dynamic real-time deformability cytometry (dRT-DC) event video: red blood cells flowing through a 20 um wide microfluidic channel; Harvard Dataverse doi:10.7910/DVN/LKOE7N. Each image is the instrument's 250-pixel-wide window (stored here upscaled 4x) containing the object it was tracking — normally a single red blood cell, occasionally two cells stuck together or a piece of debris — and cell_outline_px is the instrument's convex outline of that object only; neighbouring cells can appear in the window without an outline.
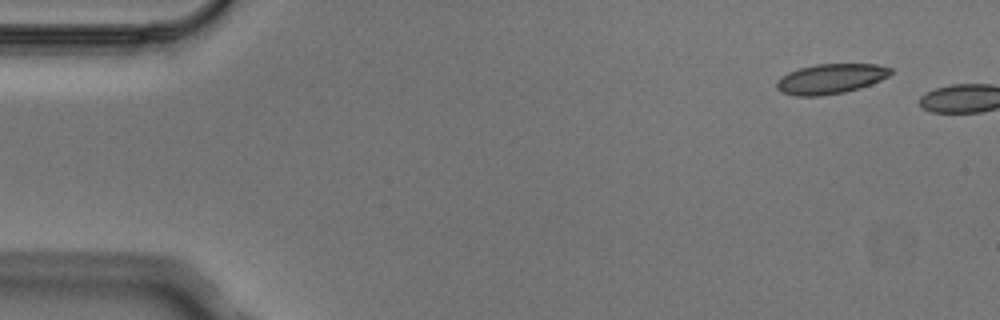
{"species": "Egyptian fruit bat (a non-hibernating species)", "species_latin": "Rousettus aegyptiacus", "temperature_condition": "cold", "stored_images_in_passage": 2, "camera_frame_rate_fps": 3000, "um_per_image_px": 0.085, "animal": {"sex": "male"}, "frame": {"image": 1, "passage_image": 1, "time_ms": 0.0, "image_size_px": [1000, 320], "cell_outline_px": [[892, 72], [888, 76], [872, 84], [860, 88], [844, 92], [820, 96], [796, 96], [780, 92], [776, 88], [776, 80], [780, 76], [788, 72], [800, 68], [816, 64], [876, 64], [892, 68]], "centroid_in_image_um": [70.57, 6.7], "position_along_channel_um": 14.4, "area_um2": 20.06}}